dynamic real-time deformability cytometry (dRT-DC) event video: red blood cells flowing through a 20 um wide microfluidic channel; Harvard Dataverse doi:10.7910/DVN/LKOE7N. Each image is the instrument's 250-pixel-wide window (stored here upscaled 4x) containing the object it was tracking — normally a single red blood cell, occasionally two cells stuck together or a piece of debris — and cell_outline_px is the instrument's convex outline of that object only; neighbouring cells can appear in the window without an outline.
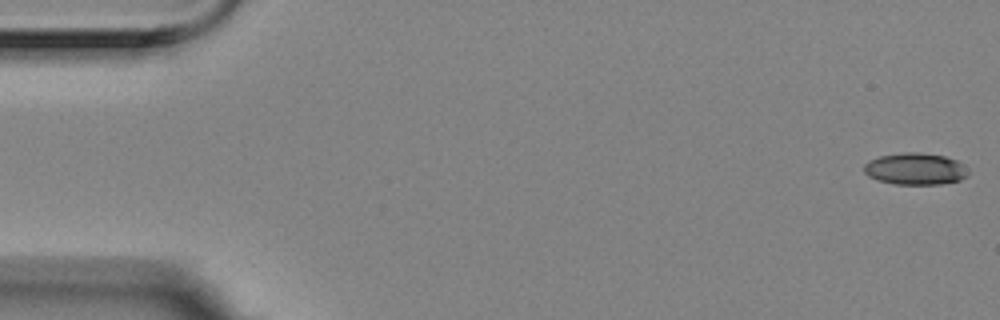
{"species": "Egyptian fruit bat (a non-hibernating species)", "species_latin": "Rousettus aegyptiacus", "temperature_condition": "room temperature", "stored_images_in_passage": 6, "camera_frame_rate_fps": 3000, "um_per_image_px": 0.085, "animal": {"sex": "female"}, "frame": {"image": 1, "passage_image": 1, "time_ms": 0.0, "image_size_px": [1000, 320], "cell_outline_px": [[968, 176], [960, 180], [940, 184], [892, 184], [876, 180], [868, 176], [864, 172], [864, 164], [868, 160], [880, 156], [908, 152], [916, 152], [944, 156], [956, 160], [964, 164], [968, 168]], "centroid_in_image_um": [77.8, 14.36], "position_along_channel_um": 7.2, "area_um2": 19.42}}
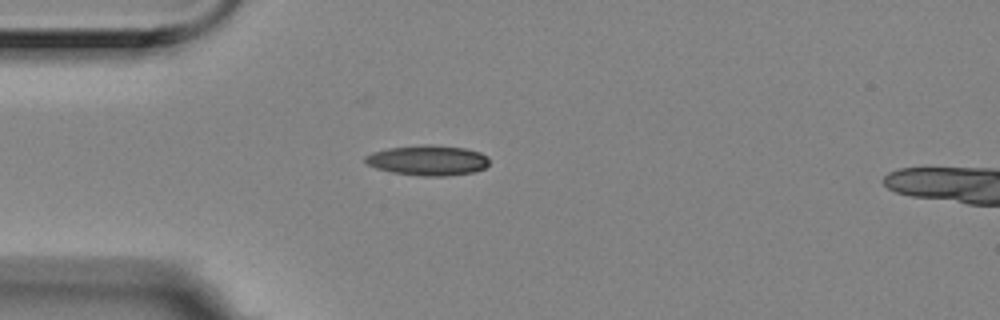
{"frame": {"image": 2, "passage_image": 5, "time_ms": 1.333, "image_size_px": [1000, 320], "cell_outline_px": [[488, 164], [484, 168], [472, 172], [448, 176], [420, 176], [392, 172], [376, 168], [368, 164], [364, 160], [364, 156], [372, 152], [388, 148], [420, 144], [432, 144], [464, 148], [480, 152], [488, 156]], "centroid_in_image_um": [36.35, 13.62], "position_along_channel_um": 48.6, "area_um2": 21.96}}